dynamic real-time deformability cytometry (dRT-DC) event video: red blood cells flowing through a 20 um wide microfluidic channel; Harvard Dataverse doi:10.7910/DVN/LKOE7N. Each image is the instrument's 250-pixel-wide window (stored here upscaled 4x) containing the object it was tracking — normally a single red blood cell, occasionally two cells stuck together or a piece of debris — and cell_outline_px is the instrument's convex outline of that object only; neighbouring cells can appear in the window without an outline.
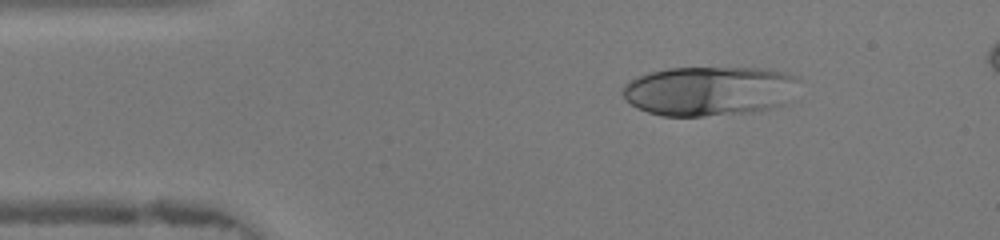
{"species": "human", "species_latin": "Homo sapiens", "temperature_condition": "warm", "stored_images_in_passage": 45, "camera_frame_rate_fps": 3000, "um_per_image_px": 0.085, "donor": {"sex": "female"}, "frame": {"image": 1, "passage_image": 6, "time_ms": 1.667, "image_size_px": [1000, 240], "cell_outline_px": [[800, 80], [784, 104], [756, 112], [704, 116], [660, 116], [636, 108], [620, 92], [620, 88], [628, 80], [636, 76], [648, 72], [668, 68], [764, 68], [788, 72], [800, 76]], "centroid_in_image_um": [60.28, 7.72], "position_along_channel_um": 24.7, "area_um2": 51.56}}
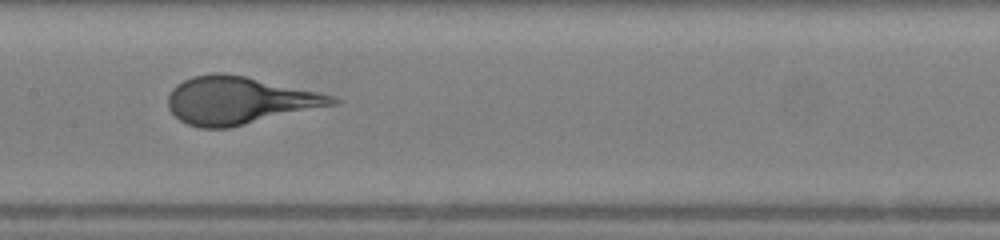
{"frame": {"image": 2, "passage_image": 21, "time_ms": 6.667, "image_size_px": [1000, 240], "cell_outline_px": [[340, 104], [228, 128], [200, 128], [188, 124], [180, 120], [168, 108], [168, 96], [172, 88], [176, 84], [192, 76], [212, 72], [220, 72], [244, 76], [320, 92], [336, 96], [340, 100]], "centroid_in_image_um": [20.36, 8.53], "position_along_channel_um": 187.0, "area_um2": 45.72}}
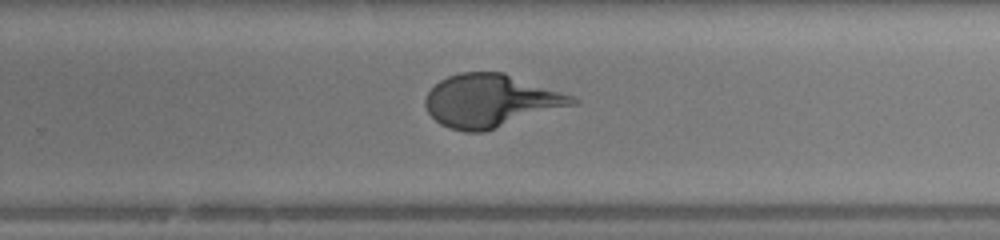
{"frame": {"image": 3, "passage_image": 28, "time_ms": 9.0, "image_size_px": [1000, 240], "cell_outline_px": [[580, 104], [484, 132], [464, 132], [448, 128], [440, 124], [428, 112], [424, 104], [424, 100], [428, 92], [440, 80], [448, 76], [460, 72], [504, 72], [572, 96], [580, 100]], "centroid_in_image_um": [41.73, 8.58], "position_along_channel_um": 288.1, "area_um2": 45.6}}